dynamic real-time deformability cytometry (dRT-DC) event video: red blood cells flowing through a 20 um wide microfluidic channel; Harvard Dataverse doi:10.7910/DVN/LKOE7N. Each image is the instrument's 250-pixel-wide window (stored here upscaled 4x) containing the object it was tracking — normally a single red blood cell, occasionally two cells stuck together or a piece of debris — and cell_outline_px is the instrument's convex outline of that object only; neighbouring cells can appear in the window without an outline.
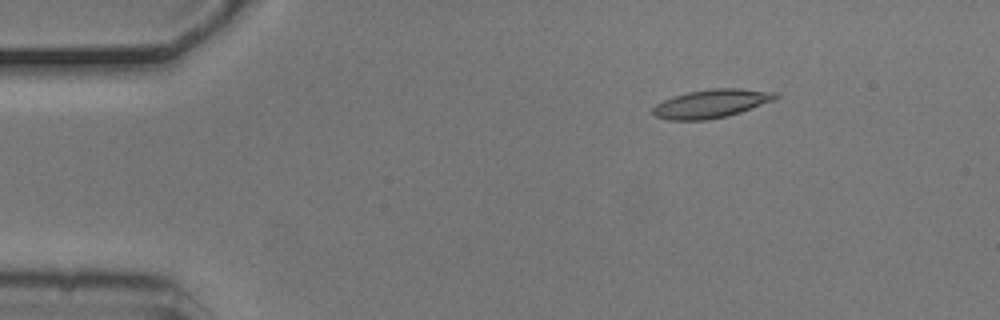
{"species": "common noctule bat (a hibernating species)", "species_latin": "Nyctalus noctula", "temperature_condition": "cold", "stored_images_in_passage": 4, "camera_frame_rate_fps": 3000, "um_per_image_px": 0.085, "animal": {"sex": "male", "body_mass_g": 20.5, "forearm_length_mm": 52.5}, "frame": {"image": 1, "passage_image": 2, "time_ms": 0.333, "image_size_px": [1000, 320], "cell_outline_px": [[780, 96], [776, 100], [728, 116], [708, 120], [668, 120], [656, 116], [652, 112], [652, 108], [656, 104], [672, 96], [688, 92], [708, 88], [740, 88], [780, 92]], "centroid_in_image_um": [60.51, 8.79], "position_along_channel_um": 24.5, "area_um2": 20.69}}